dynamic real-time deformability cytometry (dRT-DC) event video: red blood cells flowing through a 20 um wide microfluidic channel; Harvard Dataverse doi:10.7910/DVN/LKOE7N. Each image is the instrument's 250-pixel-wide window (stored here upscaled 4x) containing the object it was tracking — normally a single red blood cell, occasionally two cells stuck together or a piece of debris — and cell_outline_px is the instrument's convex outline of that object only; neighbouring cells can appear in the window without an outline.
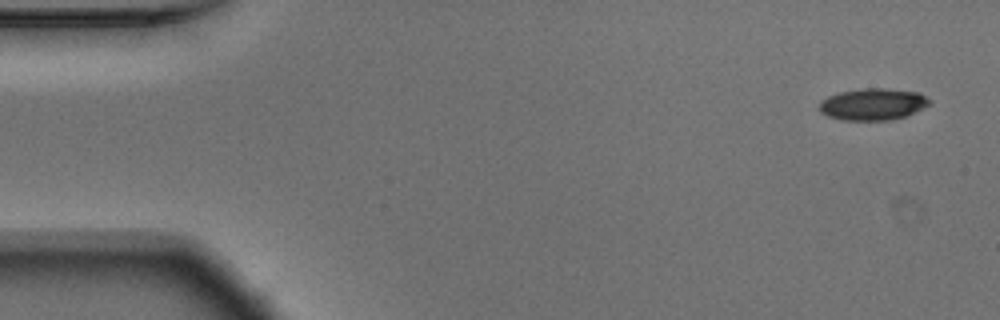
{"species": "Egyptian fruit bat (a non-hibernating species)", "species_latin": "Rousettus aegyptiacus", "temperature_condition": "warm", "stored_images_in_passage": 12, "camera_frame_rate_fps": 3000, "um_per_image_px": 0.085, "animal": {"sex": "male"}, "frame": {"image": 1, "passage_image": 1, "time_ms": 0.0, "image_size_px": [1000, 320], "cell_outline_px": [[932, 100], [928, 104], [908, 116], [892, 120], [840, 120], [828, 116], [820, 112], [820, 100], [828, 96], [840, 92], [864, 88], [884, 88], [920, 92]], "centroid_in_image_um": [74.2, 8.86], "position_along_channel_um": 10.8, "area_um2": 20.52}}